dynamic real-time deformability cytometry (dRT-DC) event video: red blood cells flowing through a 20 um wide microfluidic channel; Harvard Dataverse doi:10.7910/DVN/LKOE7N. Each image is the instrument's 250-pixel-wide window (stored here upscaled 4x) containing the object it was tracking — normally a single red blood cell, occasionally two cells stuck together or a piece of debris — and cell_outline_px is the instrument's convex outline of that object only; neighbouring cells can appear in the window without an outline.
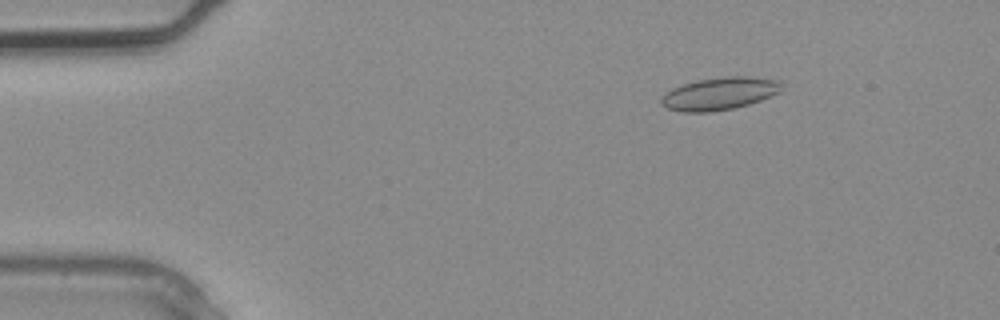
{"species": "common noctule bat (a hibernating species)", "species_latin": "Nyctalus noctula", "temperature_condition": "warm", "stored_images_in_passage": 3, "camera_frame_rate_fps": 3000, "um_per_image_px": 0.085, "animal": {"sex": "male", "body_mass_g": 20.4}, "frame": {"image": 1, "passage_image": 2, "time_ms": 0.333, "image_size_px": [1000, 320], "cell_outline_px": [[784, 80], [776, 92], [760, 100], [748, 104], [732, 108], [708, 112], [684, 112], [668, 108], [660, 104], [660, 100], [672, 88], [696, 80], [724, 76], [752, 76]], "centroid_in_image_um": [61.15, 7.93], "position_along_channel_um": 23.8, "area_um2": 22.6}}